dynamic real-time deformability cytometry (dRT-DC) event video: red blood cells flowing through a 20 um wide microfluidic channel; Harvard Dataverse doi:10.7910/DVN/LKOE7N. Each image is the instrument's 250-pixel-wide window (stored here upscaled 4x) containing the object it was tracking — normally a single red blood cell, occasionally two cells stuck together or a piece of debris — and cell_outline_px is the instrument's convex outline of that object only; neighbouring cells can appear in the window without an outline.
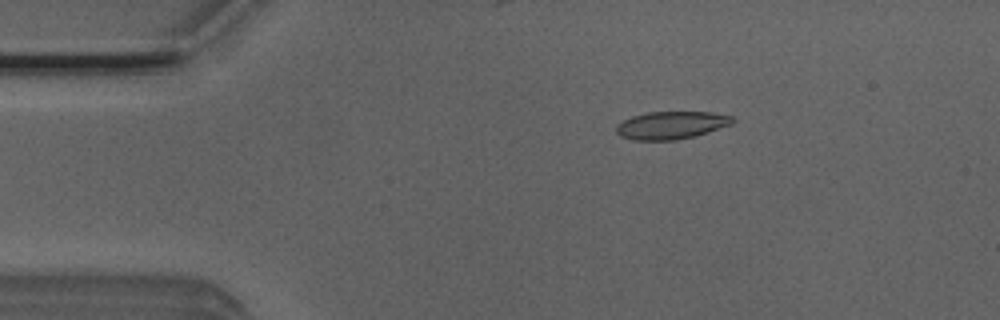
{"species": "Egyptian fruit bat (a non-hibernating species)", "species_latin": "Rousettus aegyptiacus", "temperature_condition": "room temperature", "stored_images_in_passage": 45, "camera_frame_rate_fps": 3000, "um_per_image_px": 0.085, "animal": {"sex": "male"}, "frame": {"image": 1, "passage_image": 2, "time_ms": 0.333, "image_size_px": [1000, 320], "cell_outline_px": [[736, 120], [732, 124], [708, 132], [676, 140], [632, 140], [620, 136], [616, 132], [616, 124], [632, 116], [648, 112], [708, 112], [732, 116]], "centroid_in_image_um": [57.03, 10.64], "position_along_channel_um": 28.0, "area_um2": 18.73}}
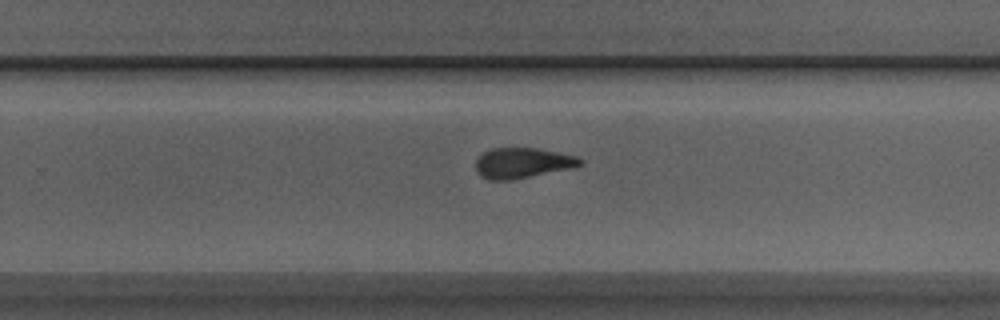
{"frame": {"image": 2, "passage_image": 26, "time_ms": 8.333, "image_size_px": [1000, 320], "cell_outline_px": [[584, 164], [572, 168], [512, 180], [488, 180], [480, 176], [476, 172], [476, 160], [484, 152], [492, 148], [536, 148], [576, 156], [584, 160]], "centroid_in_image_um": [44.41, 13.86], "position_along_channel_um": 285.4, "area_um2": 18.55}}
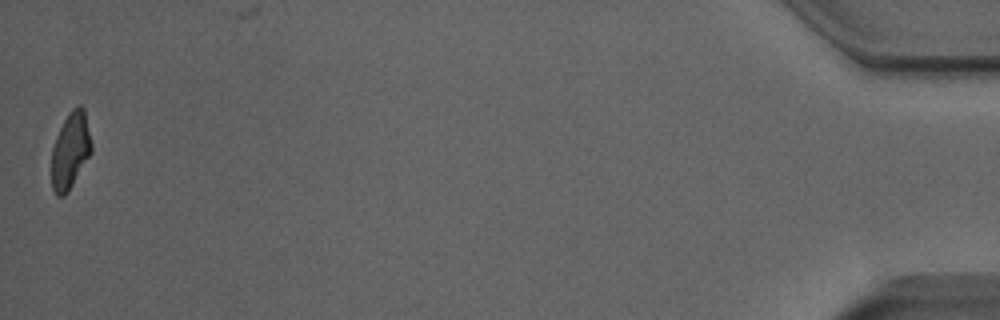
{"frame": {"image": 3, "passage_image": 45, "time_ms": 14.667, "image_size_px": [1000, 320], "cell_outline_px": [[92, 152], [68, 192], [64, 196], [56, 196], [52, 188], [52, 148], [56, 136], [68, 112], [76, 104], [80, 104], [84, 108], [92, 144]], "centroid_in_image_um": [5.99, 12.78], "position_along_channel_um": 429.2, "area_um2": 17.86}, "authors_computed_cell_mechanics": {"area_um2": 18.785, "velocity_mm_per_s": 3.8893, "shape_relaxation_time_tau1_ms": 5.6869, "shape_relaxation_time_tau2_ms": 1.8805, "deformation_change_tau1": 0.1879, "deformation_change_tau2": 0.1035}}